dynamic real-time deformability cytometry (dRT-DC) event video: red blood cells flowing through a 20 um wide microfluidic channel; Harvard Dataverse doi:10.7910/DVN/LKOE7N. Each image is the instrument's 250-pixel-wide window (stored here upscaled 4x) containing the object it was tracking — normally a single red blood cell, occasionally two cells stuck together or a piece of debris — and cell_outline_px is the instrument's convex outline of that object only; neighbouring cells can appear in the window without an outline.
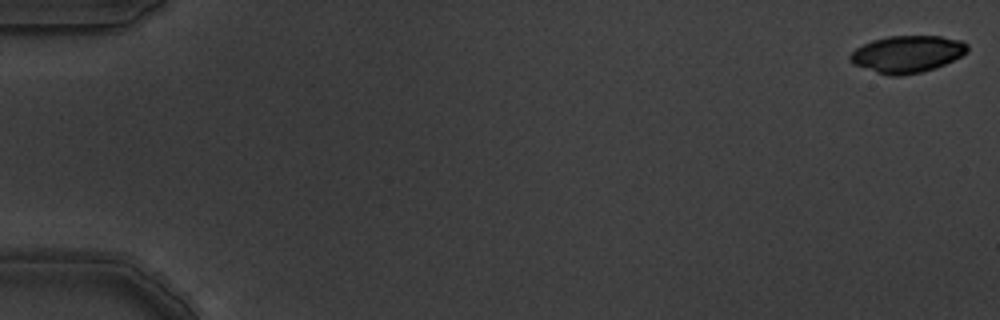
{"species": "common noctule bat (a hibernating species)", "species_latin": "Nyctalus noctula", "temperature_condition": "warm", "stored_images_in_passage": 6, "camera_frame_rate_fps": 3000, "um_per_image_px": 0.085, "animal": {"sex": "male", "body_mass_g": 19.5, "forearm_length_mm": 54.6}, "frame": {"image": 1, "passage_image": 1, "time_ms": 0.0, "image_size_px": [1000, 320], "cell_outline_px": [[968, 52], [936, 68], [920, 72], [900, 76], [888, 76], [852, 64], [848, 60], [848, 56], [856, 48], [872, 40], [888, 36], [940, 36], [960, 40], [968, 44]], "centroid_in_image_um": [77.09, 4.6], "position_along_channel_um": 7.9, "area_um2": 25.32}}
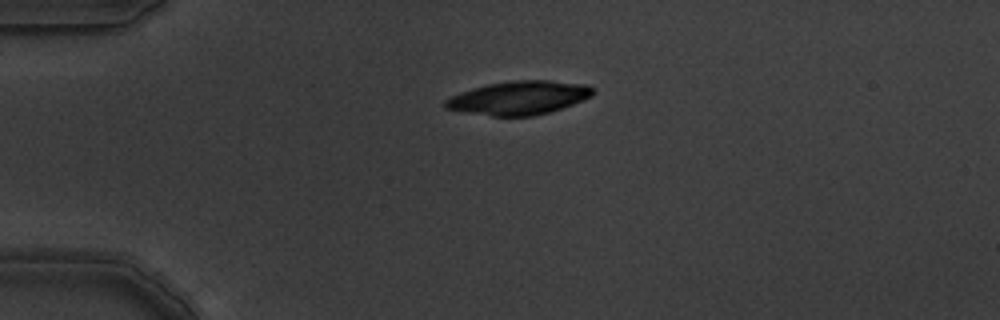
{"frame": {"image": 2, "passage_image": 5, "time_ms": 1.333, "image_size_px": [1000, 320], "cell_outline_px": [[596, 92], [592, 96], [572, 104], [548, 112], [532, 116], [492, 116], [464, 112], [444, 108], [444, 100], [452, 96], [488, 84], [512, 80], [548, 80], [588, 84], [596, 88]], "centroid_in_image_um": [44.16, 8.31], "position_along_channel_um": 40.8, "area_um2": 28.78}}